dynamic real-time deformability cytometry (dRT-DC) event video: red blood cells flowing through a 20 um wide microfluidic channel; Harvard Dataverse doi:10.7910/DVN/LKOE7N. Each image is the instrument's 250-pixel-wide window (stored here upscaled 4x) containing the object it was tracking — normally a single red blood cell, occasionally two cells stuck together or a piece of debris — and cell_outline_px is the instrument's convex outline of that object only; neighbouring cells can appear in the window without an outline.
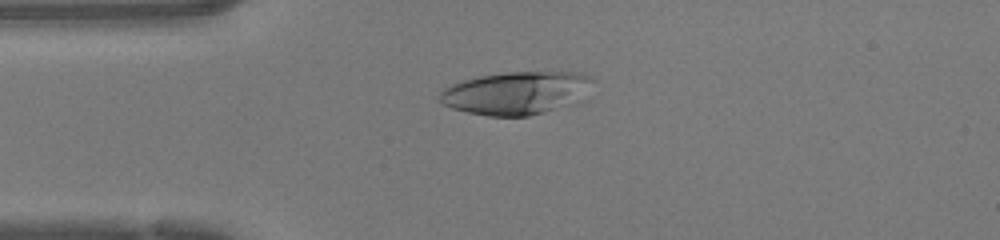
{"species": "human", "species_latin": "Homo sapiens", "temperature_condition": "warm", "stored_images_in_passage": 47, "camera_frame_rate_fps": 3000, "um_per_image_px": 0.085, "donor": {"sex": "female"}, "frame": {"image": 1, "passage_image": 11, "time_ms": 3.333, "image_size_px": [1000, 240], "cell_outline_px": [[588, 100], [580, 104], [528, 116], [488, 116], [468, 112], [452, 108], [444, 104], [440, 100], [440, 92], [444, 88], [460, 80], [480, 76], [508, 72], [576, 72], [588, 76]], "centroid_in_image_um": [43.94, 7.92], "position_along_channel_um": 41.1, "area_um2": 38.67}}
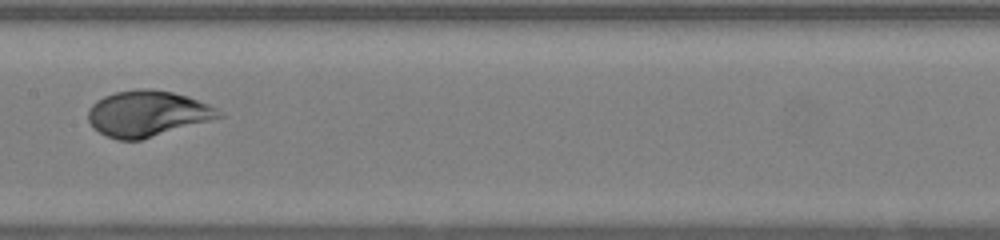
{"frame": {"image": 2, "passage_image": 23, "time_ms": 7.333, "image_size_px": [1000, 240], "cell_outline_px": [[224, 116], [140, 140], [116, 140], [100, 132], [88, 120], [88, 112], [92, 104], [96, 100], [104, 96], [116, 92], [136, 88], [148, 88], [172, 92], [188, 96], [208, 104], [216, 108]], "centroid_in_image_um": [12.51, 9.64], "position_along_channel_um": 194.9, "area_um2": 34.56}}
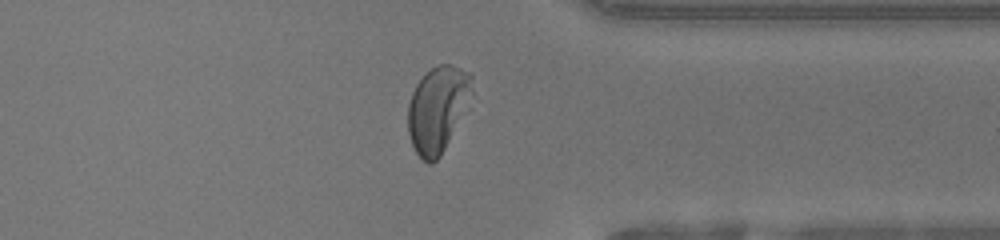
{"frame": {"image": 3, "passage_image": 36, "time_ms": 11.667, "image_size_px": [1000, 240], "cell_outline_px": [[472, 92], [440, 156], [432, 164], [428, 164], [416, 152], [412, 144], [408, 132], [408, 104], [412, 92], [416, 84], [436, 64], [452, 64], [472, 72]], "centroid_in_image_um": [37.17, 9.23], "position_along_channel_um": 374.2, "area_um2": 31.33}, "authors_computed_cell_mechanics": {"area_um2": 35.836, "velocity_mm_per_s": 4.2798, "shape_relaxation_time_tau1_ms": 2.9707, "shape_relaxation_time_tau2_ms": null, "deformation_change_tau1": 0.2159, "deformation_change_tau2": null}}